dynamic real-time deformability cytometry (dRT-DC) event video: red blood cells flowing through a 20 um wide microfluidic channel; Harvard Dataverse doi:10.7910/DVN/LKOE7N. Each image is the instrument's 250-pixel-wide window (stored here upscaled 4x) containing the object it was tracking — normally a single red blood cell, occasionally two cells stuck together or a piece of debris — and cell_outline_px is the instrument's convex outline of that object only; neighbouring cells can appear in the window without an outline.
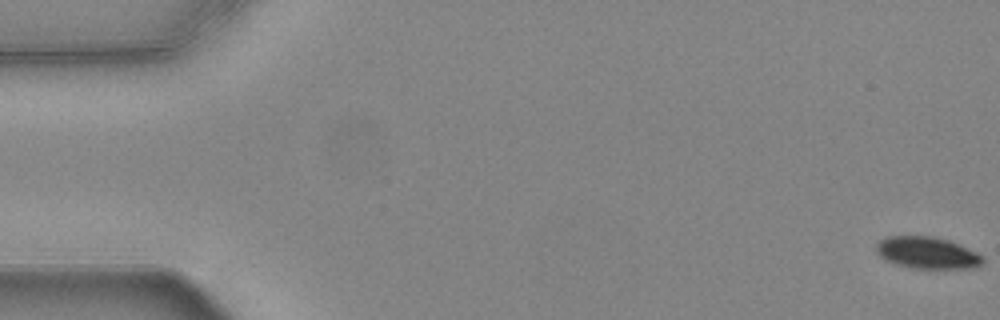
{"species": "common noctule bat (a hibernating species)", "species_latin": "Nyctalus noctula", "temperature_condition": "warm", "stored_images_in_passage": 56, "camera_frame_rate_fps": 3000, "um_per_image_px": 0.085, "animal": {"sex": "female", "body_mass_g": 24.6, "forearm_length_mm": 56.2}, "frame": {"image": 1, "passage_image": 1, "time_ms": 0.0, "image_size_px": [1000, 320], "cell_outline_px": [[984, 260], [980, 264], [972, 268], [912, 268], [896, 264], [880, 256], [876, 252], [876, 244], [880, 240], [888, 236], [936, 236], [948, 240], [976, 252], [984, 256]], "centroid_in_image_um": [78.8, 21.48], "position_along_channel_um": 6.2, "area_um2": 19.59}}
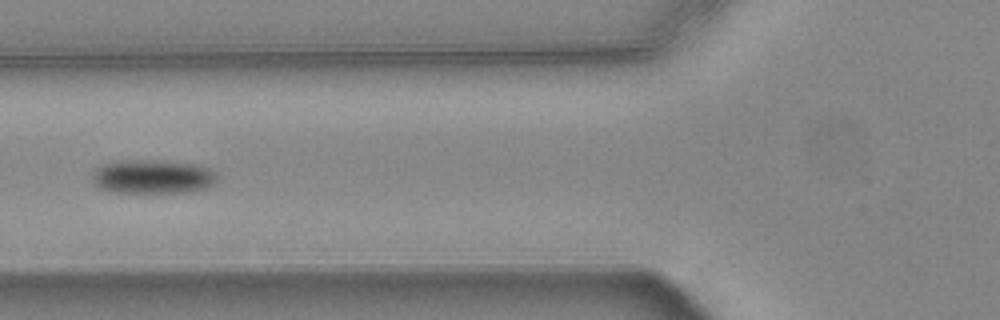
{"frame": {"image": 2, "passage_image": 22, "time_ms": 7.0, "image_size_px": [1000, 320], "cell_outline_px": [[216, 180], [212, 184], [204, 188], [192, 192], [112, 192], [100, 188], [92, 180], [92, 172], [96, 168], [104, 164], [116, 160], [160, 160], [196, 164], [208, 168], [216, 172]], "centroid_in_image_um": [12.96, 15.0], "position_along_channel_um": 112.8, "area_um2": 24.8}}
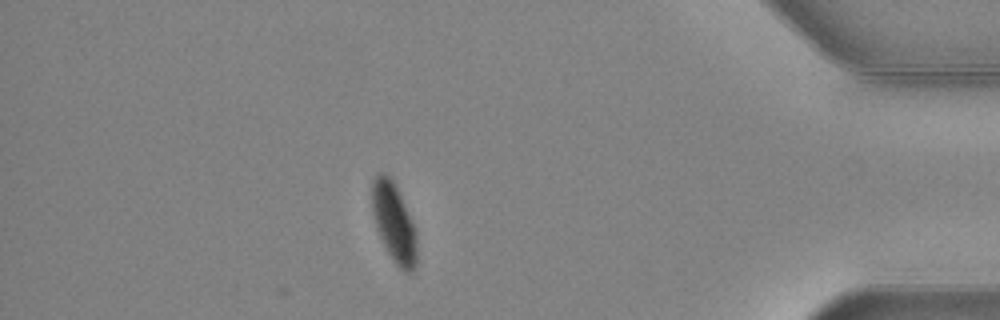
{"frame": {"image": 3, "passage_image": 49, "time_ms": 16.0, "image_size_px": [1000, 320], "cell_outline_px": [[416, 268], [412, 272], [404, 272], [392, 260], [376, 228], [372, 212], [372, 180], [380, 172], [384, 172], [396, 184], [400, 192], [416, 228]], "centroid_in_image_um": [33.5, 18.91], "position_along_channel_um": 401.7, "area_um2": 20.87}, "authors_computed_cell_mechanics": {"area_um2": 22.8599, "velocity_mm_per_s": 3.7136, "shape_relaxation_time_tau1_ms": 3.3725, "shape_relaxation_time_tau2_ms": null, "deformation_change_tau1": 0.1032, "deformation_change_tau2": null}}